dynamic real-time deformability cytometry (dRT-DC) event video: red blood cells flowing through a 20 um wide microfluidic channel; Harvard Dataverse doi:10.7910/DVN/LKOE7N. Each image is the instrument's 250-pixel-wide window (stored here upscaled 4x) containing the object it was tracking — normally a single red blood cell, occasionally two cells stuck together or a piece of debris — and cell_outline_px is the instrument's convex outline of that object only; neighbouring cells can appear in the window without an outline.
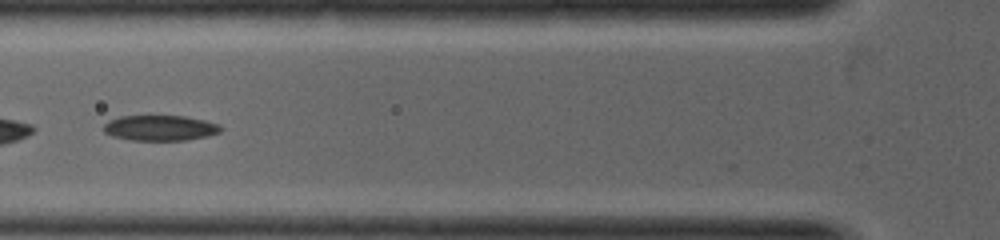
{"species": "common noctule bat (a hibernating species)", "species_latin": "Nyctalus noctula", "temperature_condition": "warm", "stored_images_in_passage": 5, "camera_frame_rate_fps": 5000, "um_per_image_px": 0.085, "animal": {"sex": "female", "body_mass_g": 19.0, "forearm_length_mm": 53.3}, "frame": {"image": 1, "passage_image": 5, "time_ms": 2.0, "image_size_px": [1000, 240], "cell_outline_px": [[224, 128], [220, 132], [208, 136], [184, 140], [132, 140], [112, 136], [104, 132], [104, 124], [108, 120], [120, 116], [184, 116], [204, 120], [220, 124]], "centroid_in_image_um": [13.63, 10.87], "position_along_channel_um": 112.2, "area_um2": 17.4}}